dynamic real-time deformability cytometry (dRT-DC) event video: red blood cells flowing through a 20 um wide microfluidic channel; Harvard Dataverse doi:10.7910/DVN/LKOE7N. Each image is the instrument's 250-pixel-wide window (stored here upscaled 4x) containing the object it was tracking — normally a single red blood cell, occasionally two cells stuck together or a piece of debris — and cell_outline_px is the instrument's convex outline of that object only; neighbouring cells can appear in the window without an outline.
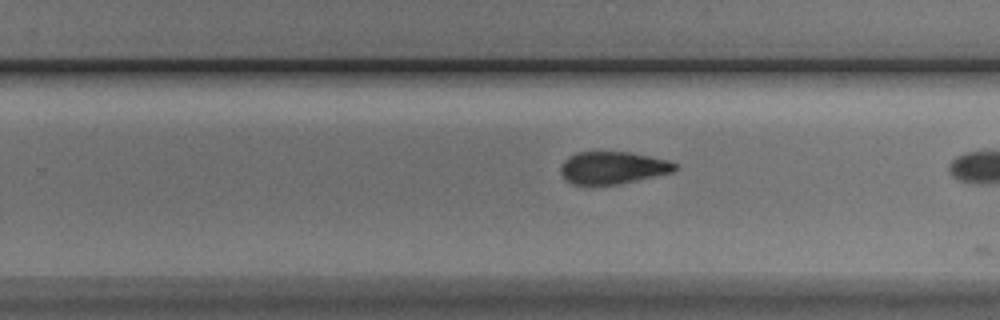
{"species": "Egyptian fruit bat (a non-hibernating species)", "species_latin": "Rousettus aegyptiacus", "temperature_condition": "cold", "stored_images_in_passage": 24, "camera_frame_rate_fps": 3000, "um_per_image_px": 0.085, "animal": {"sex": "male"}, "frame": {"image": 1, "passage_image": 23, "time_ms": 7.333, "image_size_px": [1000, 320], "cell_outline_px": [[680, 168], [672, 172], [636, 180], [616, 184], [572, 184], [564, 180], [560, 172], [560, 164], [568, 156], [576, 152], [628, 152], [668, 160], [676, 164]], "centroid_in_image_um": [52.04, 14.25], "position_along_channel_um": 277.8, "area_um2": 21.5}}